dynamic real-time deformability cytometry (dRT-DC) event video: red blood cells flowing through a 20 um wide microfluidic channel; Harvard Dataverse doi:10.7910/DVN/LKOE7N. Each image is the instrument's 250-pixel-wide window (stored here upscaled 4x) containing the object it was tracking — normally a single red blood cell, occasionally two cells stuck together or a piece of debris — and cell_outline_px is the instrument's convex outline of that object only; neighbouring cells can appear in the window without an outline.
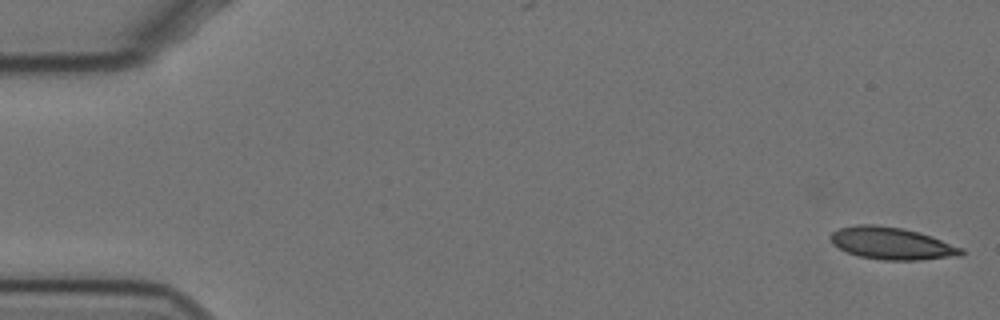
{"species": "Egyptian fruit bat (a non-hibernating species)", "species_latin": "Rousettus aegyptiacus", "temperature_condition": "cold", "stored_images_in_passage": 57, "camera_frame_rate_fps": 3000, "um_per_image_px": 0.085, "animal": {"sex": "female"}, "frame": {"image": 1, "passage_image": 1, "time_ms": 0.0, "image_size_px": [1000, 320], "cell_outline_px": [[964, 252], [960, 256], [920, 260], [880, 260], [860, 256], [848, 252], [832, 244], [828, 236], [832, 232], [840, 228], [856, 224], [876, 224], [900, 228], [920, 232], [932, 236], [964, 248]], "centroid_in_image_um": [75.81, 20.68], "position_along_channel_um": 9.2, "area_um2": 24.74}}
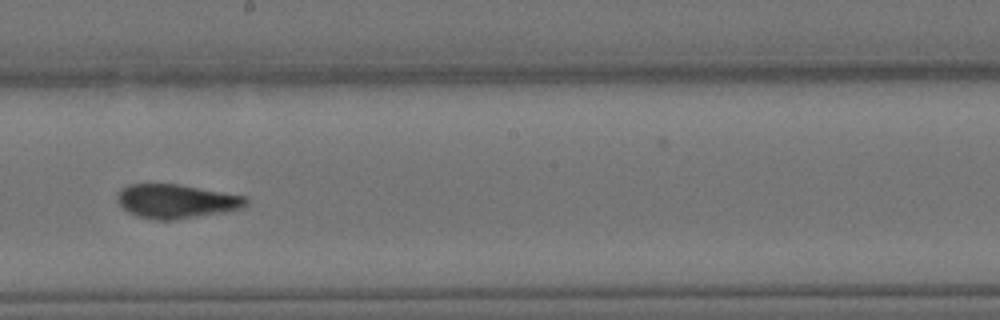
{"frame": {"image": 2, "passage_image": 32, "time_ms": 10.333, "image_size_px": [1000, 320], "cell_outline_px": [[248, 204], [244, 208], [224, 212], [176, 220], [156, 220], [136, 216], [128, 212], [116, 200], [116, 192], [120, 188], [128, 184], [180, 184], [248, 196]], "centroid_in_image_um": [15.0, 17.1], "position_along_channel_um": 233.2, "area_um2": 26.01}}
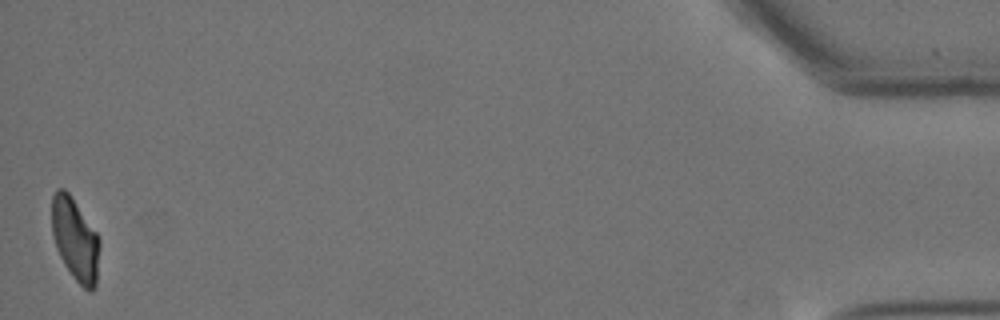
{"frame": {"image": 3, "passage_image": 57, "time_ms": 18.667, "image_size_px": [1000, 320], "cell_outline_px": [[100, 248], [96, 288], [92, 292], [88, 292], [72, 276], [64, 264], [56, 248], [52, 232], [52, 196], [56, 188], [64, 188], [68, 192], [96, 232], [100, 240]], "centroid_in_image_um": [6.4, 20.38], "position_along_channel_um": 428.8, "area_um2": 23.12}, "authors_computed_cell_mechanics": {"area_um2": 25.143, "velocity_mm_per_s": 3.4667, "shape_relaxation_time_tau1_ms": 8.0916, "shape_relaxation_time_tau2_ms": 1.9125, "deformation_change_tau1": 0.2056, "deformation_change_tau2": 0.0541}}